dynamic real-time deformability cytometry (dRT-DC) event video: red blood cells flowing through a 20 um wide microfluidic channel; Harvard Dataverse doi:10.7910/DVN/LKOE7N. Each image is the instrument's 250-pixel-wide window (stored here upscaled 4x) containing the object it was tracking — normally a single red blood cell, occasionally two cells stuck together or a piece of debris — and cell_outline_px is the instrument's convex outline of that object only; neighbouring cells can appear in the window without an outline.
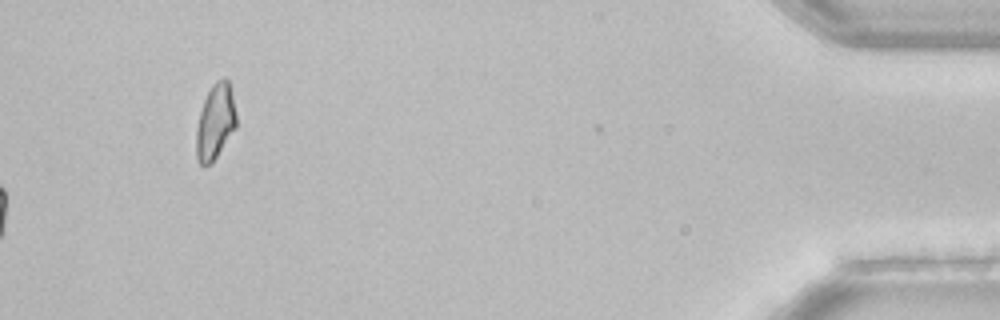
{"species": "common noctule bat (a hibernating species)", "species_latin": "Nyctalus noctula", "temperature_condition": "room temperature", "stored_images_in_passage": 54, "camera_frame_rate_fps": 3000, "um_per_image_px": 0.085, "animal": {"sex": "female", "body_mass_g": 22.7, "forearm_length_mm": 54.2}, "frame": {"image": 1, "passage_image": 54, "time_ms": 17.667, "image_size_px": [1000, 320], "cell_outline_px": [[236, 128], [212, 164], [204, 168], [196, 160], [196, 128], [200, 112], [204, 100], [212, 84], [216, 80], [228, 80], [236, 112]], "centroid_in_image_um": [18.28, 10.44], "position_along_channel_um": 416.9, "area_um2": 17.69}}